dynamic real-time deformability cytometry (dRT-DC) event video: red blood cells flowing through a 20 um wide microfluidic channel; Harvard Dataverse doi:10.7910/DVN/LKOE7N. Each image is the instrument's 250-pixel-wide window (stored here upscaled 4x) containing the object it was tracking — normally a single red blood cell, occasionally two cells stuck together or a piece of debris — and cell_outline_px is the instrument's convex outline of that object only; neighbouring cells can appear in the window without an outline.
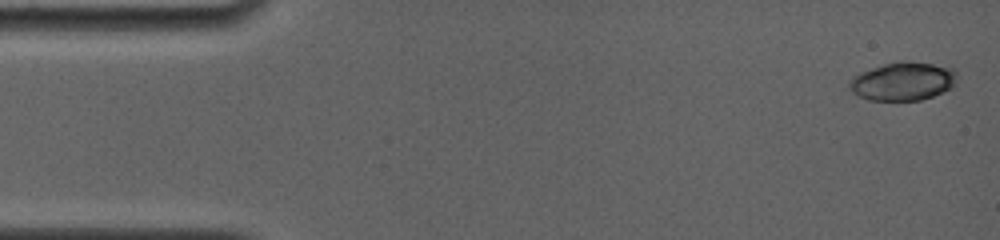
{"species": "common noctule bat (a hibernating species)", "species_latin": "Nyctalus noctula", "temperature_condition": "room temperature", "stored_images_in_passage": 30, "camera_frame_rate_fps": 4000, "um_per_image_px": 0.085, "animal": {"sex": "female", "body_mass_g": 19.0, "forearm_length_mm": 56.7}, "frame": {"image": 1, "passage_image": 1, "time_ms": 0.0, "image_size_px": [1000, 240], "cell_outline_px": [[960, 76], [952, 88], [932, 96], [920, 100], [868, 100], [852, 92], [848, 88], [848, 80], [852, 76], [860, 72], [896, 60], [904, 60], [932, 64], [952, 68]], "centroid_in_image_um": [76.74, 6.9], "position_along_channel_um": 8.3, "area_um2": 24.39}}
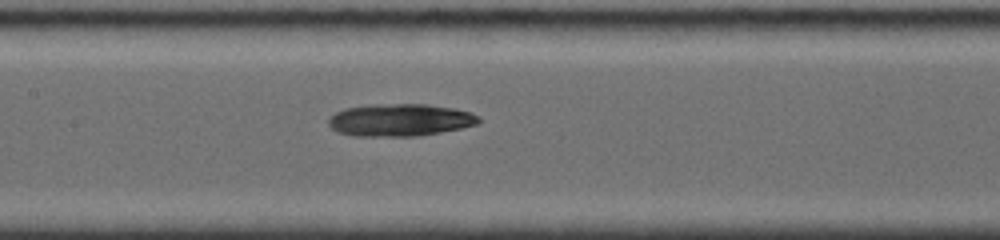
{"frame": {"image": 2, "passage_image": 16, "time_ms": 7.5, "image_size_px": [1000, 240], "cell_outline_px": [[480, 120], [476, 124], [460, 128], [440, 132], [416, 136], [352, 136], [336, 132], [328, 124], [328, 116], [344, 108], [376, 104], [428, 104], [456, 108], [472, 112], [480, 116]], "centroid_in_image_um": [33.98, 10.19], "position_along_channel_um": 173.4, "area_um2": 28.61}}
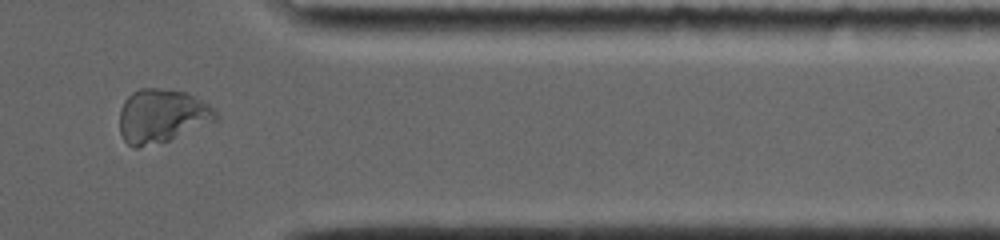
{"frame": {"image": 3, "passage_image": 27, "time_ms": 13.5, "image_size_px": [1000, 240], "cell_outline_px": [[216, 120], [168, 140], [136, 148], [132, 148], [124, 140], [120, 132], [120, 108], [124, 100], [132, 92], [140, 88], [160, 88], [188, 92], [216, 108]], "centroid_in_image_um": [13.73, 9.83], "position_along_channel_um": 397.7, "area_um2": 30.0}, "authors_computed_cell_mechanics": {"area_um2": 27.8596, "velocity_mm_per_s": 3.7982, "shape_relaxation_time_tau1_ms": 3.7744, "shape_relaxation_time_tau2_ms": null, "deformation_change_tau1": 0.12, "deformation_change_tau2": null}}